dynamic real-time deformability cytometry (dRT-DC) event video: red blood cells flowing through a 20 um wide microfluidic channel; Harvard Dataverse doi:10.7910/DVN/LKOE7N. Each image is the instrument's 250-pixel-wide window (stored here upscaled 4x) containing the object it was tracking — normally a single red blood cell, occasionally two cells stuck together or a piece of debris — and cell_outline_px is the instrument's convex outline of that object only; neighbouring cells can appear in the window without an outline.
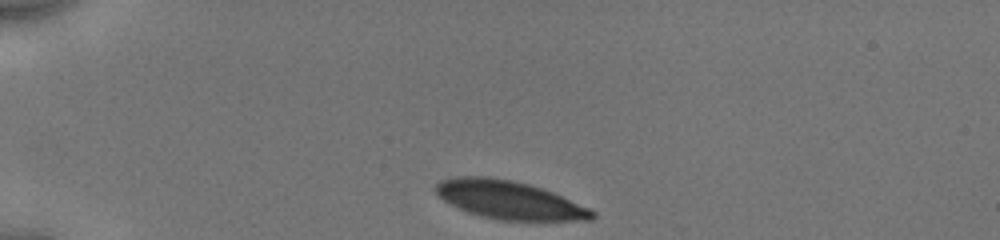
{"species": "human", "species_latin": "Homo sapiens", "temperature_condition": "cold", "stored_images_in_passage": 61, "camera_frame_rate_fps": 3000, "um_per_image_px": 0.085, "donor": {"sex": "male"}, "frame": {"image": 1, "passage_image": 1, "time_ms": 0.0, "image_size_px": [1000, 240], "cell_outline_px": [[596, 216], [592, 220], [500, 220], [480, 216], [468, 212], [444, 200], [436, 192], [436, 184], [440, 180], [452, 176], [488, 176], [512, 180], [528, 184], [552, 192], [588, 208], [596, 212]], "centroid_in_image_um": [43.26, 16.99], "position_along_channel_um": 41.7, "area_um2": 34.51}}
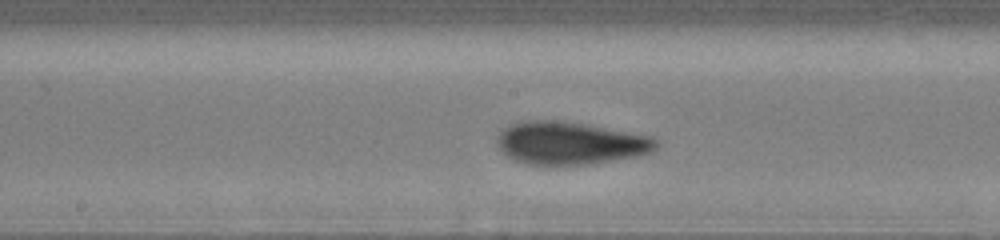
{"frame": {"image": 2, "passage_image": 36, "time_ms": 5.333, "image_size_px": [1000, 240], "cell_outline_px": [[660, 144], [652, 152], [636, 156], [588, 164], [528, 164], [512, 160], [500, 148], [496, 140], [496, 136], [504, 128], [512, 124], [524, 120], [552, 120], [584, 124], [652, 136]], "centroid_in_image_um": [48.45, 12.16], "position_along_channel_um": 199.7, "area_um2": 39.25}}
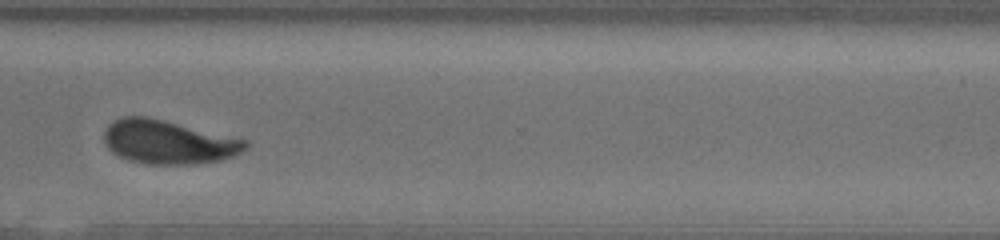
{"frame": {"image": 3, "passage_image": 60, "time_ms": 9.333, "image_size_px": [1000, 240], "cell_outline_px": [[248, 148], [224, 160], [192, 164], [144, 164], [128, 160], [112, 152], [108, 148], [104, 140], [104, 132], [108, 124], [112, 120], [124, 116], [148, 116], [248, 140]], "centroid_in_image_um": [14.29, 12.07], "position_along_channel_um": 356.3, "area_um2": 36.24}}